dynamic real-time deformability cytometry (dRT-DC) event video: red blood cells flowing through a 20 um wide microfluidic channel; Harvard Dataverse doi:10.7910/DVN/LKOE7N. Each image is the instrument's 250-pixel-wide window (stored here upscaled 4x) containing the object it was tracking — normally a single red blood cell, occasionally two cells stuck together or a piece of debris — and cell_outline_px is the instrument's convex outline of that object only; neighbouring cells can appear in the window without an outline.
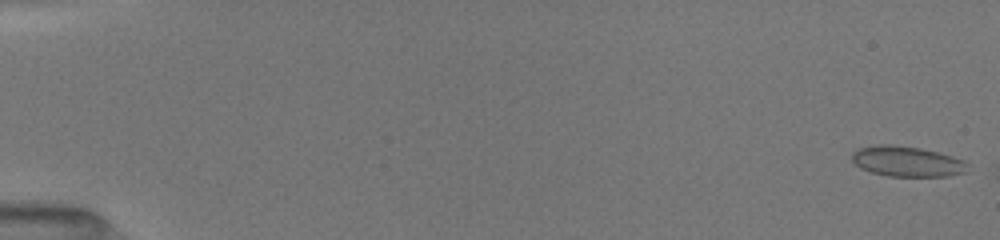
{"species": "common noctule bat (a hibernating species)", "species_latin": "Nyctalus noctula", "temperature_condition": "room temperature", "stored_images_in_passage": 49, "camera_frame_rate_fps": 3000, "um_per_image_px": 0.085, "animal": {"sex": "female", "body_mass_g": 19.5, "forearm_length_mm": 54.1}, "frame": {"image": 1, "passage_image": 1, "time_ms": 0.0, "image_size_px": [1000, 240], "cell_outline_px": [[968, 172], [948, 176], [888, 176], [872, 172], [860, 168], [852, 160], [852, 152], [860, 148], [876, 144], [892, 144], [920, 148], [952, 156], [964, 160], [968, 164]], "centroid_in_image_um": [77.11, 13.72], "position_along_channel_um": 7.9, "area_um2": 20.52}}
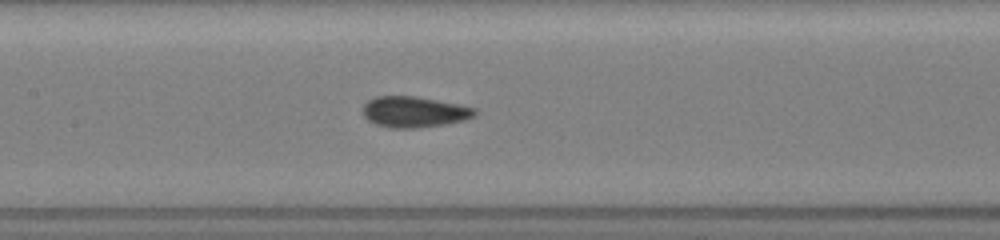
{"frame": {"image": 2, "passage_image": 26, "time_ms": 8.333, "image_size_px": [1000, 240], "cell_outline_px": [[476, 116], [464, 120], [444, 124], [416, 128], [392, 128], [376, 124], [368, 120], [364, 116], [364, 104], [368, 100], [376, 96], [416, 96], [476, 108]], "centroid_in_image_um": [35.2, 9.51], "position_along_channel_um": 172.2, "area_um2": 20.0}}
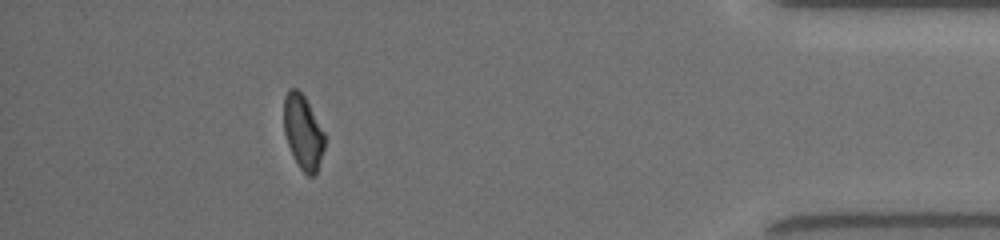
{"frame": {"image": 3, "passage_image": 47, "time_ms": 15.333, "image_size_px": [1000, 240], "cell_outline_px": [[324, 148], [316, 172], [312, 176], [308, 176], [300, 168], [288, 144], [284, 132], [284, 96], [288, 88], [296, 88], [304, 96], [324, 132]], "centroid_in_image_um": [25.74, 11.19], "position_along_channel_um": 409.5, "area_um2": 17.28}, "authors_computed_cell_mechanics": {"area_um2": 19.5364, "velocity_mm_per_s": 4.0264, "shape_relaxation_time_tau1_ms": 4.3297, "shape_relaxation_time_tau2_ms": 1.1423, "deformation_change_tau1": 0.1064, "deformation_change_tau2": 0.0417}}